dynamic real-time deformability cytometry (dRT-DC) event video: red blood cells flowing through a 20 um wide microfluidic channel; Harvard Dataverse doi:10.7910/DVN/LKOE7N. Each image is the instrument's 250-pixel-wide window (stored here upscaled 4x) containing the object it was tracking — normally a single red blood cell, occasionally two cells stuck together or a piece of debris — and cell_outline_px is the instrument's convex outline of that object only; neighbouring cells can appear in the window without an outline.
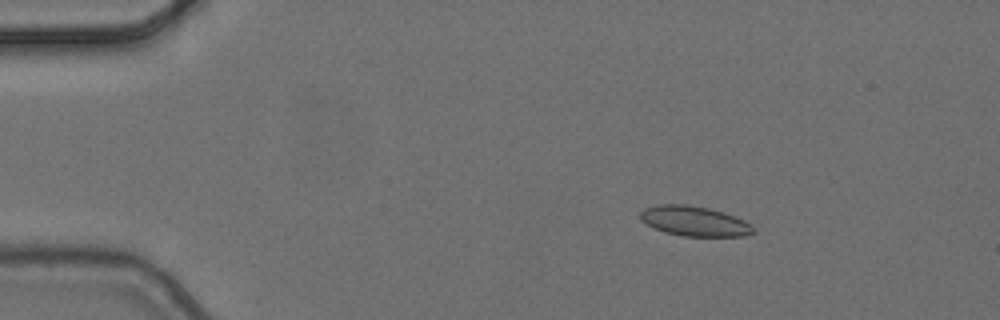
{"species": "common noctule bat (a hibernating species)", "species_latin": "Nyctalus noctula", "temperature_condition": "cold", "stored_images_in_passage": 5, "camera_frame_rate_fps": 3000, "um_per_image_px": 0.085, "animal": {"sex": "female", "body_mass_g": 24.6, "forearm_length_mm": 56.2}, "frame": {"image": 1, "passage_image": 2, "time_ms": 0.333, "image_size_px": [1000, 320], "cell_outline_px": [[756, 232], [744, 236], [684, 236], [664, 232], [652, 228], [640, 220], [640, 212], [644, 208], [656, 204], [688, 204], [708, 208], [724, 212], [744, 220], [756, 228]], "centroid_in_image_um": [59.01, 18.79], "position_along_channel_um": 26.0, "area_um2": 20.0}}
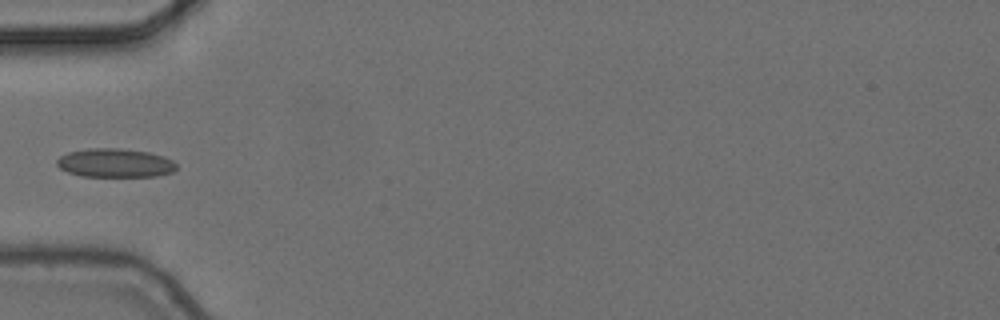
{"frame": {"image": 2, "passage_image": 5, "time_ms": 1.333, "image_size_px": [1000, 320], "cell_outline_px": [[176, 168], [172, 172], [156, 176], [80, 176], [68, 172], [60, 168], [56, 164], [56, 160], [60, 156], [68, 152], [88, 148], [120, 148], [148, 152], [164, 156], [172, 160], [176, 164]], "centroid_in_image_um": [9.76, 13.84], "position_along_channel_um": 75.2, "area_um2": 20.06}}